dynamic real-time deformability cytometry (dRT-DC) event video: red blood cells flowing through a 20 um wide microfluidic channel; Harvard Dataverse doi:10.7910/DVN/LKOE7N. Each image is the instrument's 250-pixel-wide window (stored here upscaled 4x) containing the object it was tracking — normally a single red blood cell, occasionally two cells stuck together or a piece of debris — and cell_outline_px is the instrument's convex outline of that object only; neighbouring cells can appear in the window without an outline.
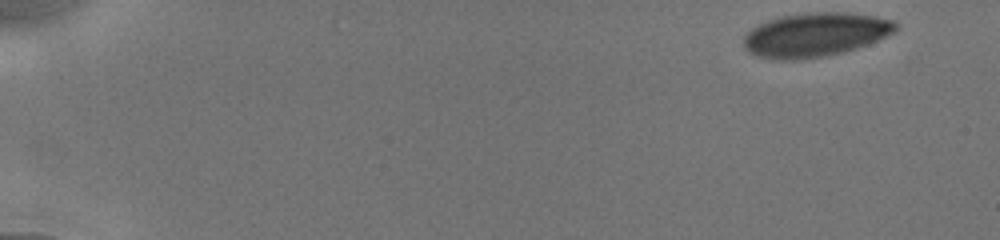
{"species": "human", "species_latin": "Homo sapiens", "temperature_condition": "cold", "stored_images_in_passage": 5, "camera_frame_rate_fps": 3000, "um_per_image_px": 0.085, "donor": {"sex": "male"}, "frame": {"image": 1, "passage_image": 1, "time_ms": 0.0, "image_size_px": [1000, 240], "cell_outline_px": [[900, 28], [896, 32], [888, 36], [868, 44], [844, 52], [828, 56], [800, 60], [780, 60], [760, 56], [744, 48], [744, 36], [752, 28], [768, 20], [780, 16], [812, 12], [848, 12], [876, 16], [896, 20], [900, 24]], "centroid_in_image_um": [69.4, 2.94], "position_along_channel_um": 15.6, "area_um2": 39.36}}
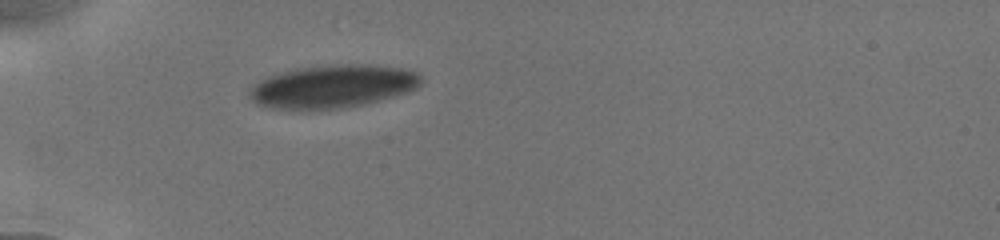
{"frame": {"image": 2, "passage_image": 5, "time_ms": 4.667, "image_size_px": [1000, 240], "cell_outline_px": [[420, 84], [416, 88], [408, 92], [380, 100], [364, 104], [344, 108], [300, 112], [268, 108], [256, 104], [248, 96], [248, 92], [260, 80], [268, 76], [280, 72], [296, 68], [328, 64], [368, 64], [400, 68], [412, 72], [420, 76]], "centroid_in_image_um": [28.19, 7.38], "position_along_channel_um": 56.8, "area_um2": 43.75}}